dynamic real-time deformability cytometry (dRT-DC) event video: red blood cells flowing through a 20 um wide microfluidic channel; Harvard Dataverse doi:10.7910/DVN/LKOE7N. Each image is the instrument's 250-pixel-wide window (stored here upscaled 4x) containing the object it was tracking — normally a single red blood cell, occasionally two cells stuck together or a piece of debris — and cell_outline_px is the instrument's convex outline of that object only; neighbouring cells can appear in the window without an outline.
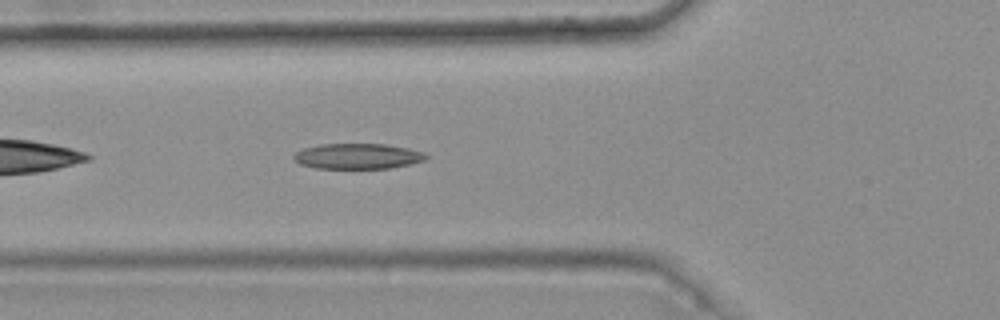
{"species": "common noctule bat (a hibernating species)", "species_latin": "Nyctalus noctula", "temperature_condition": "warm", "stored_images_in_passage": 6, "camera_frame_rate_fps": 3000, "um_per_image_px": 0.085, "animal": {"sex": "female", "body_mass_g": 25.1}, "frame": {"image": 1, "passage_image": 6, "time_ms": 1.667, "image_size_px": [1000, 320], "cell_outline_px": [[428, 156], [424, 160], [408, 164], [388, 168], [316, 168], [300, 164], [292, 156], [296, 152], [304, 148], [320, 144], [384, 144], [408, 148], [424, 152]], "centroid_in_image_um": [30.39, 13.27], "position_along_channel_um": 95.4, "area_um2": 19.42}}